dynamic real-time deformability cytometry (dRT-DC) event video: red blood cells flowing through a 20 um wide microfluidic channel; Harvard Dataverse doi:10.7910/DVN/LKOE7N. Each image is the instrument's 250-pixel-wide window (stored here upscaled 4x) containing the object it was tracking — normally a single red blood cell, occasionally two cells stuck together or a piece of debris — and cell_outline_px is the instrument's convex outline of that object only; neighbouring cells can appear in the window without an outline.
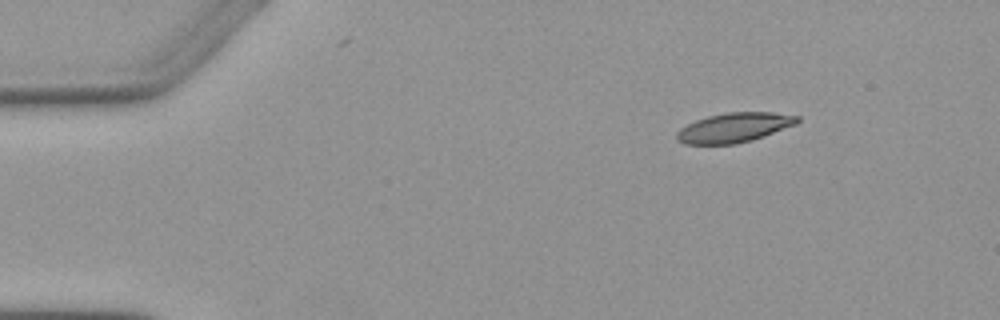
{"species": "Egyptian fruit bat (a non-hibernating species)", "species_latin": "Rousettus aegyptiacus", "temperature_condition": "warm", "stored_images_in_passage": 6, "segment_of_instrument_passage": [2, 2], "camera_frame_rate_fps": 3000, "um_per_image_px": 0.085, "animal": {"sex": "female"}, "frame": {"image": 1, "passage_image": 6, "time_ms": 6.667, "image_size_px": [1000, 320], "cell_outline_px": [[800, 120], [796, 124], [764, 136], [752, 140], [736, 144], [684, 144], [676, 140], [676, 132], [680, 128], [696, 120], [708, 116], [728, 112], [772, 112], [800, 116]], "centroid_in_image_um": [62.4, 10.84], "position_along_channel_um": 22.6, "area_um2": 20.81}}